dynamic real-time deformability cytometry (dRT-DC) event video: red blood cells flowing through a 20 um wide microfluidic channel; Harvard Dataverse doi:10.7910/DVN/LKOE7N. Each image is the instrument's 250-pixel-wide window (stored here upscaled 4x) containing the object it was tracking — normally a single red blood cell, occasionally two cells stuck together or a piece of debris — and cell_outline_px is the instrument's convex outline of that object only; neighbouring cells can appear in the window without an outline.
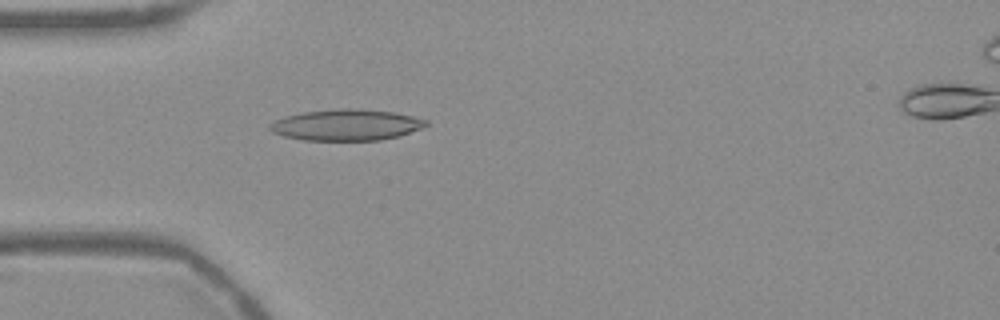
{"species": "Egyptian fruit bat (a non-hibernating species)", "species_latin": "Rousettus aegyptiacus", "temperature_condition": "warm", "stored_images_in_passage": 51, "camera_frame_rate_fps": 3000, "um_per_image_px": 0.085, "frame": {"image": 1, "passage_image": 13, "time_ms": 4.0, "image_size_px": [1000, 320], "cell_outline_px": [[428, 124], [424, 128], [400, 136], [380, 140], [304, 140], [284, 136], [272, 132], [268, 128], [268, 124], [272, 120], [284, 116], [304, 112], [340, 108], [356, 108], [396, 112], [428, 120]], "centroid_in_image_um": [29.44, 10.61], "position_along_channel_um": 55.6, "area_um2": 28.73}}
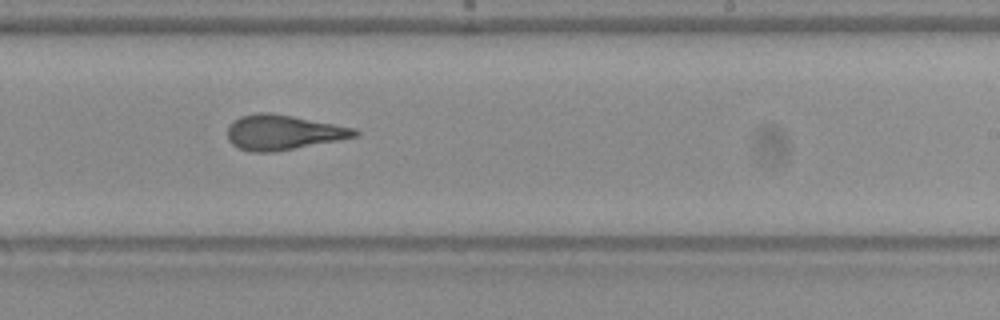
{"frame": {"image": 2, "passage_image": 30, "time_ms": 9.667, "image_size_px": [1000, 320], "cell_outline_px": [[360, 132], [356, 136], [340, 140], [276, 152], [252, 152], [236, 148], [228, 140], [228, 124], [240, 116], [256, 112], [268, 112], [292, 116], [356, 128]], "centroid_in_image_um": [24.04, 11.26], "position_along_channel_um": 265.0, "area_um2": 26.13}}
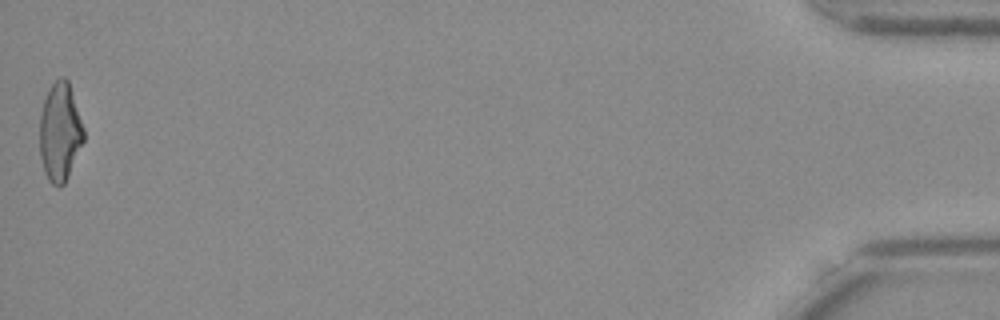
{"frame": {"image": 3, "passage_image": 51, "time_ms": 16.667, "image_size_px": [1000, 320], "cell_outline_px": [[84, 140], [68, 176], [64, 184], [60, 188], [52, 184], [48, 180], [44, 172], [40, 156], [40, 116], [44, 100], [48, 88], [60, 76], [64, 76], [68, 80], [84, 128]], "centroid_in_image_um": [5.09, 11.23], "position_along_channel_um": 430.1, "area_um2": 25.26}, "authors_computed_cell_mechanics": {"area_um2": 25.8944, "velocity_mm_per_s": 3.7755, "shape_relaxation_time_tau1_ms": null, "shape_relaxation_time_tau2_ms": 2.0751, "deformation_change_tau1": null, "deformation_change_tau2": 0.1268}}